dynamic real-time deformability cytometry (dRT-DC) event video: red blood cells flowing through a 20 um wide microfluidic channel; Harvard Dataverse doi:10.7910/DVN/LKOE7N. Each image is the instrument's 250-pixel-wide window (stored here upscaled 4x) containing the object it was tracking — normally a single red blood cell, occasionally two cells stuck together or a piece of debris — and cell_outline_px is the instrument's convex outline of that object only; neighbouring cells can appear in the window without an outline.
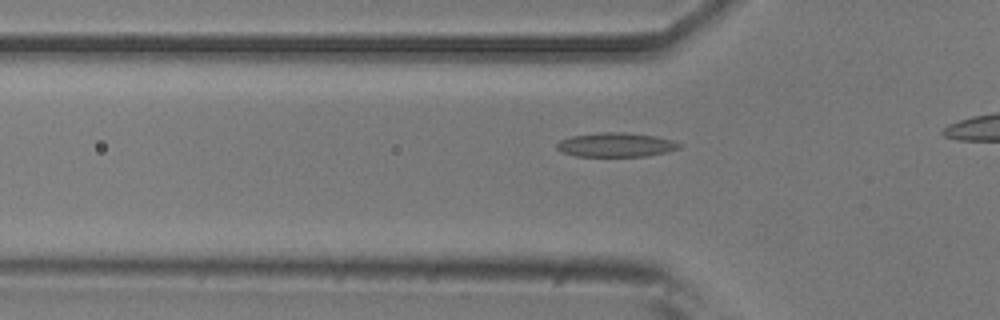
{"species": "common noctule bat (a hibernating species)", "species_latin": "Nyctalus noctula", "temperature_condition": "room temperature", "stored_images_in_passage": 15, "camera_frame_rate_fps": 3000, "um_per_image_px": 0.085, "animal": {"sex": "male", "body_mass_g": 20.5, "forearm_length_mm": 52.5}, "frame": {"image": 1, "passage_image": 9, "time_ms": 2.667, "image_size_px": [1000, 320], "cell_outline_px": [[680, 148], [668, 152], [648, 156], [576, 156], [560, 152], [556, 148], [556, 144], [560, 140], [572, 136], [600, 132], [624, 132], [656, 136], [672, 140], [680, 144]], "centroid_in_image_um": [52.34, 12.31], "position_along_channel_um": 73.5, "area_um2": 17.34}}
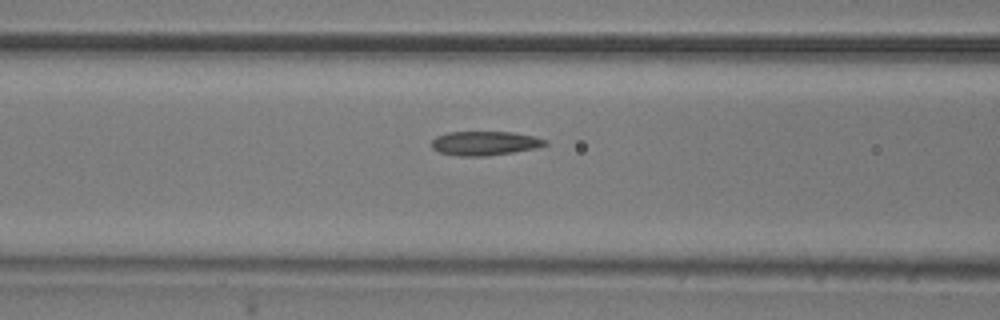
{"frame": {"image": 2, "passage_image": 13, "time_ms": 4.0, "image_size_px": [1000, 320], "cell_outline_px": [[548, 144], [536, 148], [488, 156], [460, 156], [440, 152], [432, 148], [432, 140], [436, 136], [448, 132], [512, 132], [532, 136], [548, 140]], "centroid_in_image_um": [41.21, 12.17], "position_along_channel_um": 125.4, "area_um2": 15.9}}